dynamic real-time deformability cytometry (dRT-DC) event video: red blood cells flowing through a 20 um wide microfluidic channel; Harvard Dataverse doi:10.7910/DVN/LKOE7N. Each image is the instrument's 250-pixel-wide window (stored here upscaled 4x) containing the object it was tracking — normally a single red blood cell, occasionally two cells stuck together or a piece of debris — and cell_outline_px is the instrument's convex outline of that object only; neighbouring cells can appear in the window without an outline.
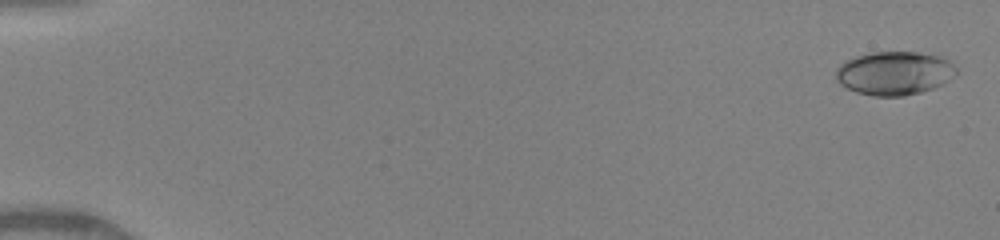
{"species": "human", "species_latin": "Homo sapiens", "temperature_condition": "warm", "stored_images_in_passage": 11, "camera_frame_rate_fps": 3000, "um_per_image_px": 0.085, "donor": {"sex": "female"}, "frame": {"image": 1, "passage_image": 1, "time_ms": 0.0, "image_size_px": [1000, 240], "cell_outline_px": [[956, 76], [944, 84], [920, 92], [904, 96], [872, 96], [856, 92], [840, 84], [836, 80], [836, 68], [840, 64], [856, 56], [872, 52], [916, 52], [940, 56], [948, 60], [956, 68]], "centroid_in_image_um": [76.03, 6.22], "position_along_channel_um": 9.0, "area_um2": 30.63}}
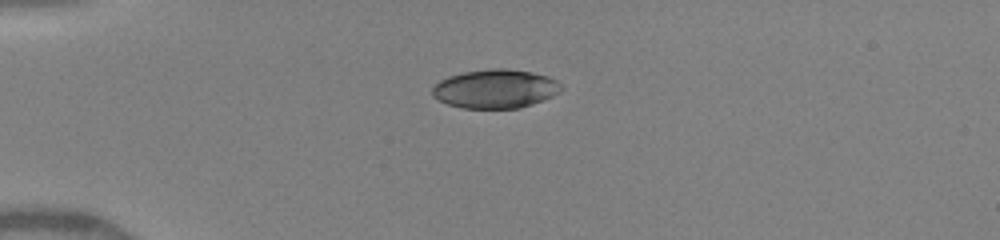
{"frame": {"image": 2, "passage_image": 7, "time_ms": 4.0, "image_size_px": [1000, 240], "cell_outline_px": [[564, 88], [560, 92], [552, 96], [532, 104], [520, 108], [460, 108], [448, 104], [432, 96], [432, 88], [440, 80], [448, 76], [464, 72], [492, 68], [504, 68], [532, 72], [548, 76], [556, 80]], "centroid_in_image_um": [42.11, 7.55], "position_along_channel_um": 42.9, "area_um2": 29.19}}
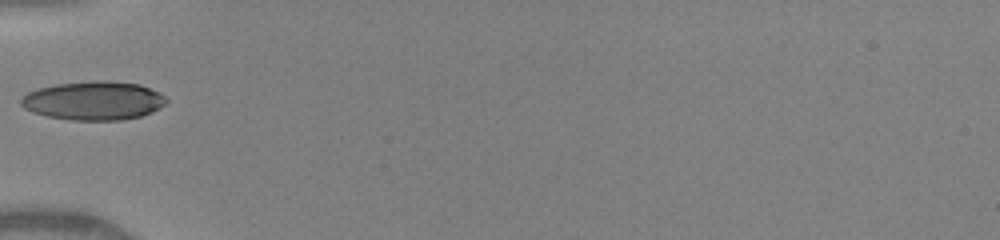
{"frame": {"image": 3, "passage_image": 9, "time_ms": 5.667, "image_size_px": [1000, 240], "cell_outline_px": [[168, 100], [160, 108], [152, 112], [140, 116], [120, 120], [72, 120], [48, 116], [24, 108], [20, 104], [20, 100], [28, 92], [36, 88], [56, 84], [96, 80], [104, 80], [140, 84], [160, 92]], "centroid_in_image_um": [7.98, 8.54], "position_along_channel_um": 77.0, "area_um2": 32.77}}